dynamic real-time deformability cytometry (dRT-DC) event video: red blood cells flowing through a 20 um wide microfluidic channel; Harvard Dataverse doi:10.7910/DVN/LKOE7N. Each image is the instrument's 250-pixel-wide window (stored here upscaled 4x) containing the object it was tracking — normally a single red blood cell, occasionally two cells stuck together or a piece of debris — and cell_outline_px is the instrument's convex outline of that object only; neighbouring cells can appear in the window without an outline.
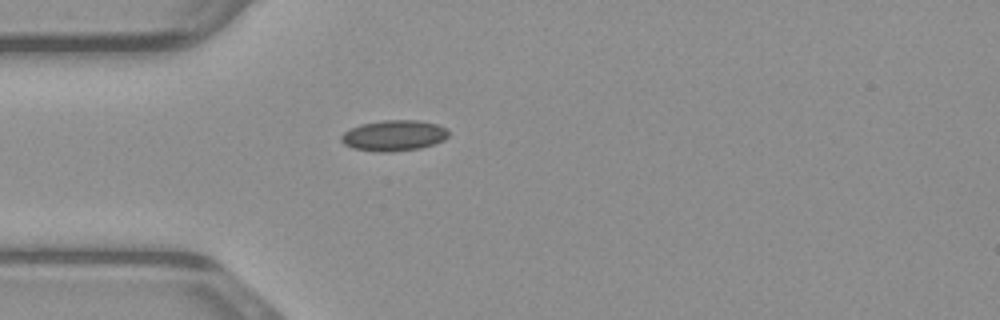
{"species": "common noctule bat (a hibernating species)", "species_latin": "Nyctalus noctula", "temperature_condition": "warm", "stored_images_in_passage": 36, "camera_frame_rate_fps": 3000, "um_per_image_px": 0.085, "animal": {"sex": "male", "body_mass_g": 23.1, "forearm_length_mm": 52.7}, "frame": {"image": 1, "passage_image": 1, "time_ms": 0.0, "image_size_px": [1000, 320], "cell_outline_px": [[448, 136], [444, 140], [420, 148], [392, 152], [376, 152], [352, 148], [344, 144], [340, 140], [340, 136], [344, 132], [360, 124], [384, 120], [416, 120], [436, 124], [448, 128]], "centroid_in_image_um": [33.46, 11.52], "position_along_channel_um": 51.5, "area_um2": 19.31}}
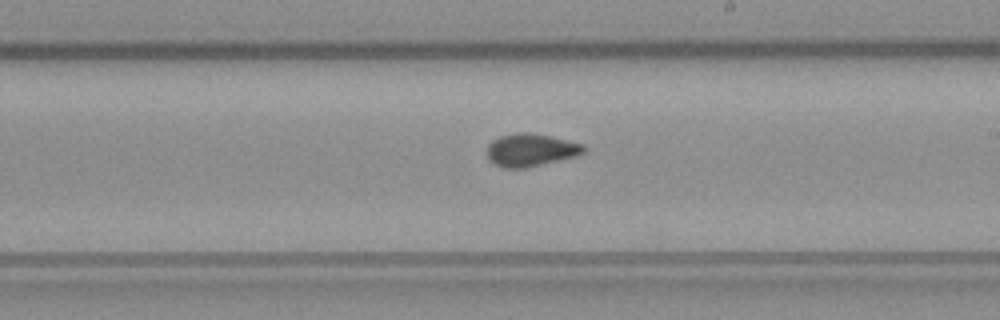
{"frame": {"image": 2, "passage_image": 15, "time_ms": 4.667, "image_size_px": [1000, 320], "cell_outline_px": [[588, 148], [580, 156], [524, 168], [504, 168], [488, 160], [488, 144], [492, 140], [500, 136], [516, 132], [528, 132], [552, 136], [584, 144]], "centroid_in_image_um": [45.16, 12.74], "position_along_channel_um": 243.8, "area_um2": 18.73}}
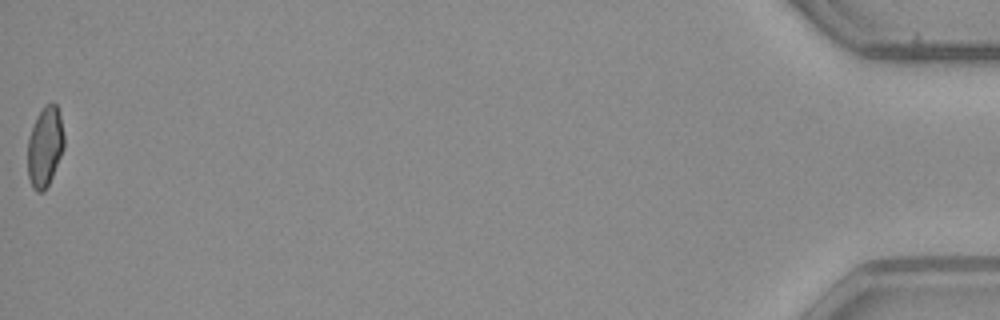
{"frame": {"image": 3, "passage_image": 36, "time_ms": 11.667, "image_size_px": [1000, 320], "cell_outline_px": [[64, 148], [52, 176], [44, 192], [36, 192], [32, 188], [28, 176], [28, 140], [36, 116], [44, 104], [52, 100], [56, 104], [60, 116], [64, 136]], "centroid_in_image_um": [3.82, 12.44], "position_along_channel_um": 431.4, "area_um2": 17.11}}